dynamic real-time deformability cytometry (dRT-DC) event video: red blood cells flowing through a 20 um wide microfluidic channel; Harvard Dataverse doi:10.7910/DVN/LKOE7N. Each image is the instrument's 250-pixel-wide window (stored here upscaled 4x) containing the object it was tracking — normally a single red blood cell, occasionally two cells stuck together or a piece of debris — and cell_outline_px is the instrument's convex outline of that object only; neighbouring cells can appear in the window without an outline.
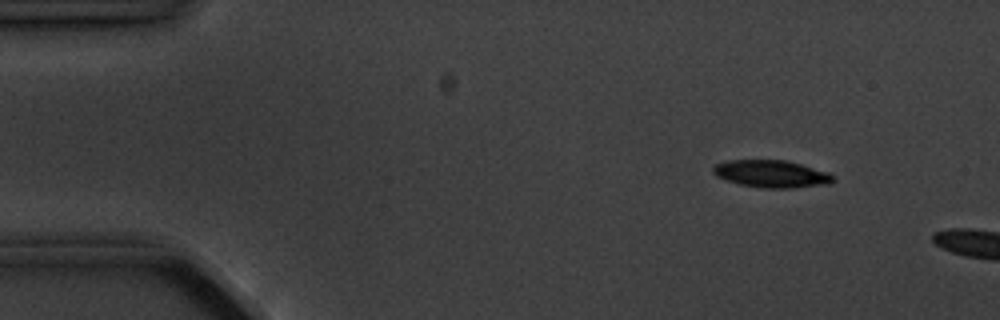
{"species": "common noctule bat (a hibernating species)", "species_latin": "Nyctalus noctula", "temperature_condition": "cold", "stored_images_in_passage": 3, "camera_frame_rate_fps": 3000, "um_per_image_px": 0.085, "animal": {"sex": "male", "body_mass_g": 20.1, "forearm_length_mm": 53.5}, "frame": {"image": 1, "passage_image": 2, "time_ms": 1.0, "image_size_px": [1000, 320], "cell_outline_px": [[836, 180], [828, 184], [792, 188], [764, 188], [740, 184], [716, 176], [712, 172], [712, 168], [716, 164], [728, 160], [788, 160], [828, 172]], "centroid_in_image_um": [65.58, 14.77], "position_along_channel_um": 19.4, "area_um2": 19.07}}